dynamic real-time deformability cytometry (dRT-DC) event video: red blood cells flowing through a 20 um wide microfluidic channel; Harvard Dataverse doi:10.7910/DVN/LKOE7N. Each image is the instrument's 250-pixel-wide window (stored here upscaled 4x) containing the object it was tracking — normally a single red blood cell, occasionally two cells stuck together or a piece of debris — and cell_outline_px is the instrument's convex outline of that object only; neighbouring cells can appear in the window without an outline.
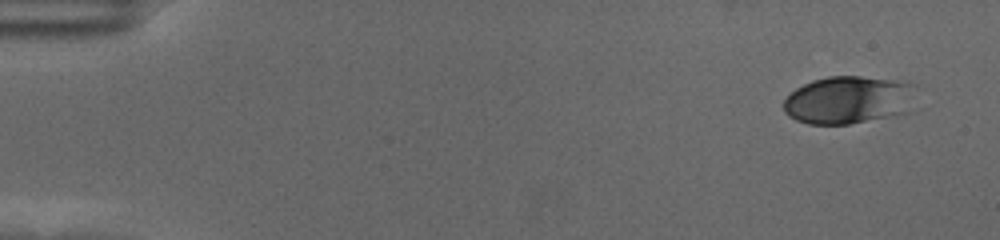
{"species": "human", "species_latin": "Homo sapiens", "temperature_condition": "cold", "stored_images_in_passage": 55, "camera_frame_rate_fps": 3000, "um_per_image_px": 0.085, "donor": {"sex": "female"}, "frame": {"image": 1, "passage_image": 1, "time_ms": 0.0, "image_size_px": [1000, 240], "cell_outline_px": [[916, 84], [908, 112], [848, 124], [808, 124], [796, 120], [788, 116], [784, 112], [784, 100], [796, 88], [812, 80], [828, 76], [860, 76], [892, 80]], "centroid_in_image_um": [72.08, 8.49], "position_along_channel_um": 12.9, "area_um2": 36.65}}
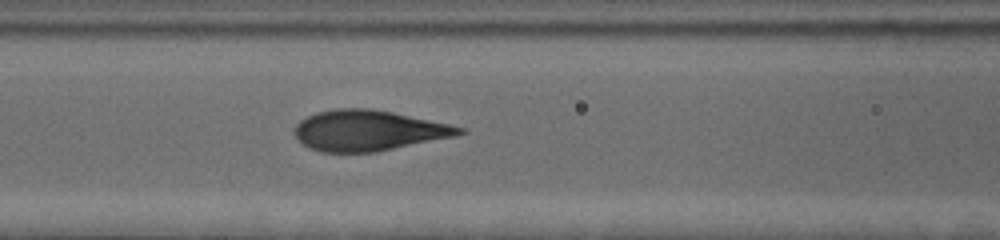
{"frame": {"image": 2, "passage_image": 23, "time_ms": 7.333, "image_size_px": [1000, 240], "cell_outline_px": [[468, 132], [456, 136], [376, 152], [320, 152], [308, 148], [292, 132], [296, 124], [300, 120], [316, 112], [336, 108], [372, 108], [392, 112], [448, 124], [464, 128]], "centroid_in_image_um": [31.29, 11.09], "position_along_channel_um": 135.3, "area_um2": 38.96}}
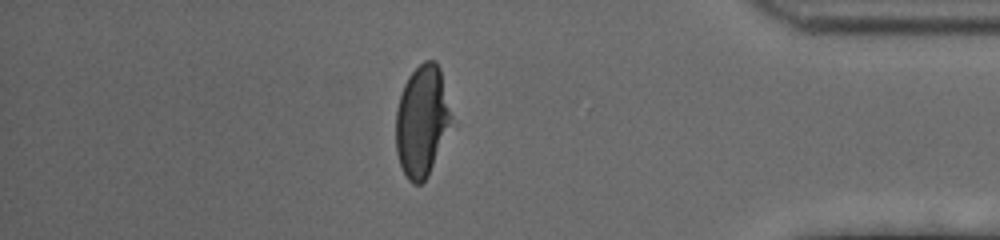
{"frame": {"image": 3, "passage_image": 48, "time_ms": 15.667, "image_size_px": [1000, 240], "cell_outline_px": [[452, 116], [428, 176], [420, 184], [412, 184], [408, 180], [400, 164], [396, 152], [396, 112], [400, 96], [404, 84], [408, 76], [424, 60], [436, 60], [440, 68]], "centroid_in_image_um": [35.83, 10.25], "position_along_channel_um": 399.4, "area_um2": 35.32}, "authors_computed_cell_mechanics": {"area_um2": 38.726, "velocity_mm_per_s": 3.5156, "shape_relaxation_time_tau1_ms": 3.3333, "shape_relaxation_time_tau2_ms": null, "deformation_change_tau1": 0.1715, "deformation_change_tau2": null}}